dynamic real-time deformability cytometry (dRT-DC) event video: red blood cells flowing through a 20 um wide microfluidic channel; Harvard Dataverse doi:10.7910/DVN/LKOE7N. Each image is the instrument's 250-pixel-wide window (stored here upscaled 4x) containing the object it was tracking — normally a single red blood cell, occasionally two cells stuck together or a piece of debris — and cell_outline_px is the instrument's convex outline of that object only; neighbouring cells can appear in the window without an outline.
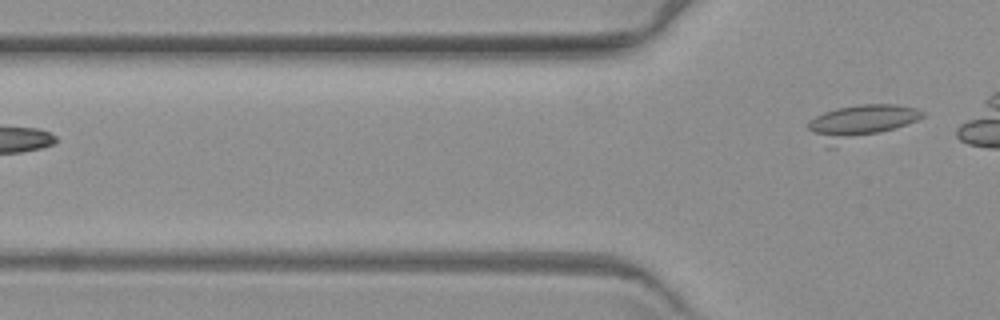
{"species": "common noctule bat (a hibernating species)", "species_latin": "Nyctalus noctula", "temperature_condition": "warm", "stored_images_in_passage": 3, "camera_frame_rate_fps": 3000, "um_per_image_px": 0.085, "animal": {"sex": "female", "body_mass_g": 19.3, "forearm_length_mm": 54.1}, "frame": {"image": 1, "passage_image": 3, "time_ms": 3.0, "image_size_px": [1000, 320], "cell_outline_px": [[924, 116], [916, 120], [836, 148], [824, 148], [808, 128], [808, 120], [824, 112], [836, 108], [860, 104], [896, 104], [916, 108], [924, 112]], "centroid_in_image_um": [73.03, 10.41], "position_along_channel_um": 52.8, "area_um2": 23.0}}